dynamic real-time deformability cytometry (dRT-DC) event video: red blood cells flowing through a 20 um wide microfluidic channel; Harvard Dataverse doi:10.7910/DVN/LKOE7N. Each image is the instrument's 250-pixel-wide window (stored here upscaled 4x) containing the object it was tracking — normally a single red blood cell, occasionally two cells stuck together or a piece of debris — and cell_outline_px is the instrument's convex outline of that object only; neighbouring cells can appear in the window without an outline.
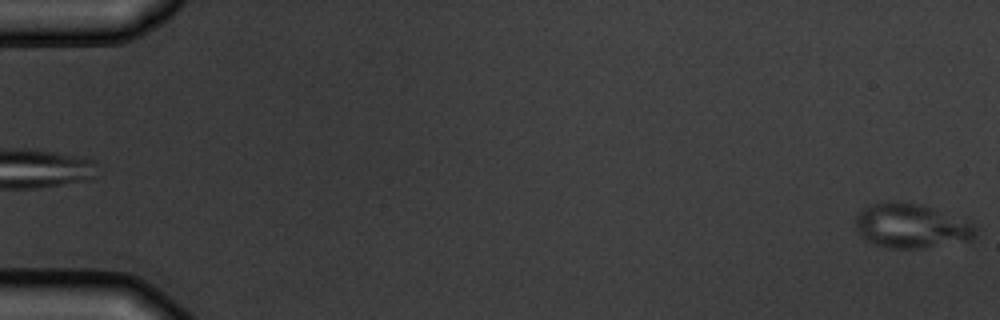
{"species": "common noctule bat (a hibernating species)", "species_latin": "Nyctalus noctula", "temperature_condition": "warm", "stored_images_in_passage": 6, "camera_frame_rate_fps": 3000, "um_per_image_px": 0.085, "animal": {"sex": "male", "body_mass_g": 19.5, "forearm_length_mm": 54.6}, "frame": {"image": 1, "passage_image": 6, "time_ms": 5.667, "image_size_px": [1000, 320], "cell_outline_px": [[976, 236], [972, 240], [920, 248], [892, 248], [876, 244], [860, 236], [856, 228], [856, 216], [864, 208], [872, 204], [892, 200], [920, 204], [968, 220], [976, 228]], "centroid_in_image_um": [77.47, 19.19], "position_along_channel_um": 7.5, "area_um2": 30.92}}